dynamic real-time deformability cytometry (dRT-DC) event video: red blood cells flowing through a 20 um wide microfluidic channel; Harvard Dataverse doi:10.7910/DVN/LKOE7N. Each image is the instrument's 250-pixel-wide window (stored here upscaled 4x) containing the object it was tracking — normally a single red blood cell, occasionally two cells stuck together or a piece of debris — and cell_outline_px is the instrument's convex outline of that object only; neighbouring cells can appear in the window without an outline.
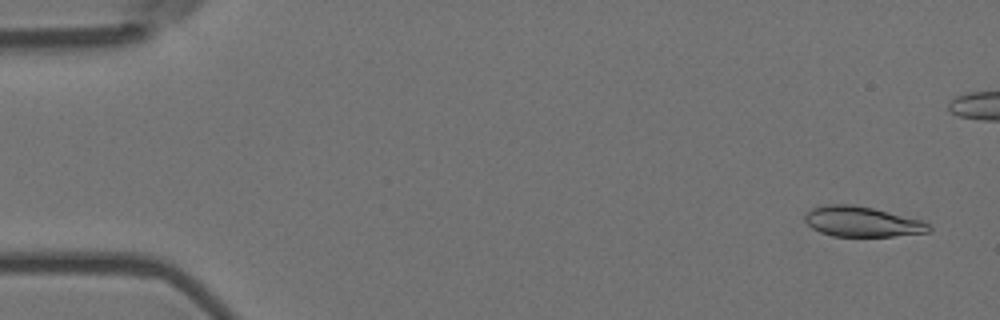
{"species": "Egyptian fruit bat (a non-hibernating species)", "species_latin": "Rousettus aegyptiacus", "temperature_condition": "room temperature", "stored_images_in_passage": 6, "camera_frame_rate_fps": 3000, "um_per_image_px": 0.085, "animal": {"sex": "female"}, "frame": {"image": 1, "passage_image": 1, "time_ms": 0.0, "image_size_px": [1000, 320], "cell_outline_px": [[932, 228], [928, 232], [892, 236], [832, 236], [820, 232], [812, 228], [804, 220], [804, 216], [812, 208], [824, 204], [852, 204], [872, 208], [924, 220]], "centroid_in_image_um": [73.27, 18.83], "position_along_channel_um": 11.7, "area_um2": 21.85}}
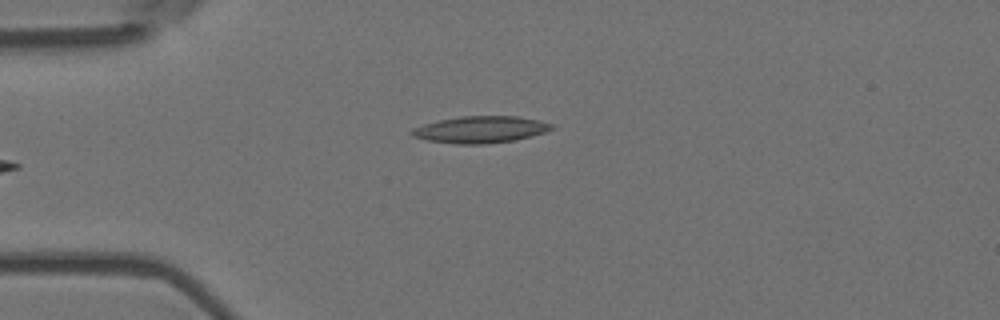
{"frame": {"image": 2, "passage_image": 6, "time_ms": 1.667, "image_size_px": [1000, 320], "cell_outline_px": [[556, 128], [532, 136], [516, 140], [488, 144], [456, 144], [428, 140], [412, 136], [408, 132], [412, 128], [424, 124], [440, 120], [460, 116], [516, 116], [540, 120], [556, 124]], "centroid_in_image_um": [40.88, 11.01], "position_along_channel_um": 44.1, "area_um2": 22.08}}